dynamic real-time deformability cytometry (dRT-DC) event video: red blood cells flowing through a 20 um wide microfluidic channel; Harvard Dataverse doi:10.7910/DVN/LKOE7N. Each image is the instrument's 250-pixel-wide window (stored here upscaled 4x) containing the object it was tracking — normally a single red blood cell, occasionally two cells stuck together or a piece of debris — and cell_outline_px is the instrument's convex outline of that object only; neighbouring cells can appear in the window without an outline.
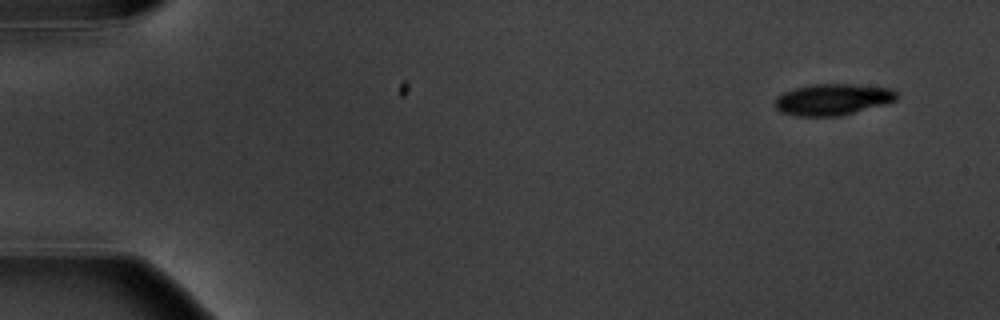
{"species": "common noctule bat (a hibernating species)", "species_latin": "Nyctalus noctula", "temperature_condition": "warm", "stored_images_in_passage": 4, "camera_frame_rate_fps": 3000, "um_per_image_px": 0.085, "animal": {"sex": "male", "body_mass_g": 20.1, "forearm_length_mm": 53.5}, "frame": {"image": 1, "passage_image": 1, "time_ms": 0.0, "image_size_px": [1000, 320], "cell_outline_px": [[896, 100], [884, 104], [840, 116], [796, 116], [780, 112], [772, 104], [776, 96], [784, 92], [796, 88], [812, 84], [852, 84], [892, 88], [896, 92]], "centroid_in_image_um": [70.72, 8.46], "position_along_channel_um": 14.3, "area_um2": 22.31}}